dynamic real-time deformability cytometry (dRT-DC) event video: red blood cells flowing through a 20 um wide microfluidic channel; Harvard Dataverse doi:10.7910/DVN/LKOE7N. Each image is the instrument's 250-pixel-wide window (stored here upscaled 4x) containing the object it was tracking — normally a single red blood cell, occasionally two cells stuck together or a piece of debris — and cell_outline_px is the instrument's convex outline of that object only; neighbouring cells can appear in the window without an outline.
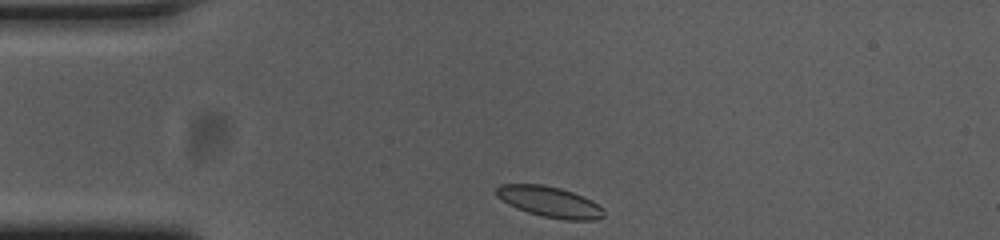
{"species": "common noctule bat (a hibernating species)", "species_latin": "Nyctalus noctula", "temperature_condition": "cold", "stored_images_in_passage": 33, "camera_frame_rate_fps": 3000, "um_per_image_px": 0.085, "animal": {"sex": "female", "body_mass_g": 23.0, "forearm_length_mm": 53.4}, "frame": {"image": 1, "passage_image": 1, "time_ms": 0.0, "image_size_px": [1000, 240], "cell_outline_px": [[604, 216], [596, 220], [564, 220], [544, 216], [528, 212], [516, 208], [508, 204], [496, 196], [496, 188], [500, 184], [540, 184], [560, 188], [584, 196], [592, 200], [604, 212]], "centroid_in_image_um": [46.7, 17.15], "position_along_channel_um": 38.3, "area_um2": 19.13}}
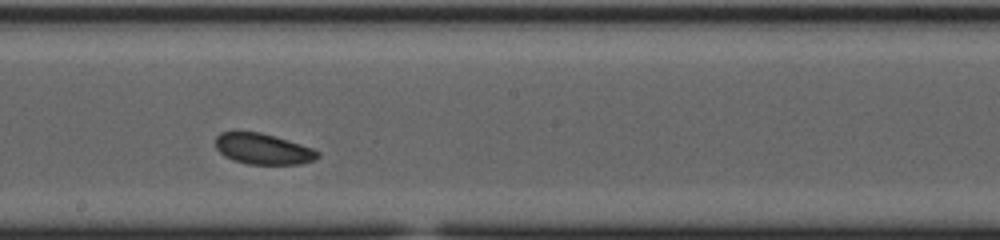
{"frame": {"image": 2, "passage_image": 19, "time_ms": 6.0, "image_size_px": [1000, 240], "cell_outline_px": [[320, 156], [316, 160], [300, 164], [248, 164], [232, 160], [224, 156], [216, 148], [216, 136], [220, 132], [260, 132], [300, 144], [312, 148], [320, 152]], "centroid_in_image_um": [22.36, 12.67], "position_along_channel_um": 225.8, "area_um2": 18.32}}
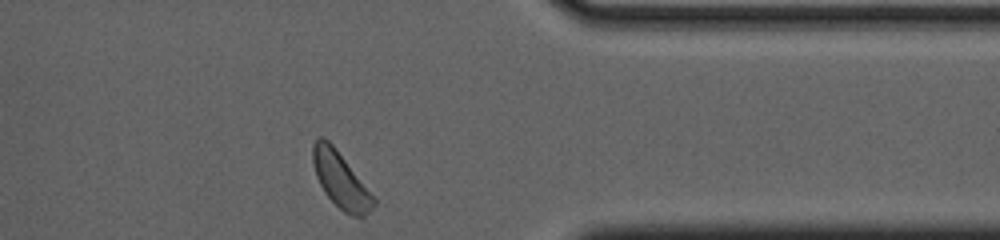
{"frame": {"image": 3, "passage_image": 33, "time_ms": 10.667, "image_size_px": [1000, 240], "cell_outline_px": [[376, 204], [364, 216], [352, 216], [344, 212], [324, 192], [316, 176], [312, 164], [312, 144], [320, 136], [324, 136], [336, 148], [376, 200]], "centroid_in_image_um": [28.92, 15.27], "position_along_channel_um": 382.5, "area_um2": 19.42}, "authors_computed_cell_mechanics": {"area_um2": 18.9006, "velocity_mm_per_s": 3.6374, "shape_relaxation_time_tau1_ms": 0.8945, "shape_relaxation_time_tau2_ms": 8.1389, "deformation_change_tau1": 0.045, "deformation_change_tau2": 0.1377}}